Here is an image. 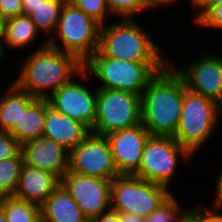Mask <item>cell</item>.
Wrapping results in <instances>:
<instances>
[{"label": "cell", "instance_id": "cell-33", "mask_svg": "<svg viewBox=\"0 0 222 222\" xmlns=\"http://www.w3.org/2000/svg\"><path fill=\"white\" fill-rule=\"evenodd\" d=\"M90 222H121L119 212L109 210L100 216L93 218Z\"/></svg>", "mask_w": 222, "mask_h": 222}, {"label": "cell", "instance_id": "cell-17", "mask_svg": "<svg viewBox=\"0 0 222 222\" xmlns=\"http://www.w3.org/2000/svg\"><path fill=\"white\" fill-rule=\"evenodd\" d=\"M90 133L81 122L56 111L47 99V110L43 136L62 144L69 151L77 146Z\"/></svg>", "mask_w": 222, "mask_h": 222}, {"label": "cell", "instance_id": "cell-20", "mask_svg": "<svg viewBox=\"0 0 222 222\" xmlns=\"http://www.w3.org/2000/svg\"><path fill=\"white\" fill-rule=\"evenodd\" d=\"M47 99H36L9 133L20 143L43 136Z\"/></svg>", "mask_w": 222, "mask_h": 222}, {"label": "cell", "instance_id": "cell-38", "mask_svg": "<svg viewBox=\"0 0 222 222\" xmlns=\"http://www.w3.org/2000/svg\"><path fill=\"white\" fill-rule=\"evenodd\" d=\"M5 24L6 20L0 17V43L3 42L5 37Z\"/></svg>", "mask_w": 222, "mask_h": 222}, {"label": "cell", "instance_id": "cell-19", "mask_svg": "<svg viewBox=\"0 0 222 222\" xmlns=\"http://www.w3.org/2000/svg\"><path fill=\"white\" fill-rule=\"evenodd\" d=\"M36 99L14 82L10 84L0 98V131L9 132Z\"/></svg>", "mask_w": 222, "mask_h": 222}, {"label": "cell", "instance_id": "cell-21", "mask_svg": "<svg viewBox=\"0 0 222 222\" xmlns=\"http://www.w3.org/2000/svg\"><path fill=\"white\" fill-rule=\"evenodd\" d=\"M35 23L28 15H19L7 19L5 24V37L2 44H6L8 48H26L39 35Z\"/></svg>", "mask_w": 222, "mask_h": 222}, {"label": "cell", "instance_id": "cell-35", "mask_svg": "<svg viewBox=\"0 0 222 222\" xmlns=\"http://www.w3.org/2000/svg\"><path fill=\"white\" fill-rule=\"evenodd\" d=\"M121 222H145V218L138 214L119 212Z\"/></svg>", "mask_w": 222, "mask_h": 222}, {"label": "cell", "instance_id": "cell-39", "mask_svg": "<svg viewBox=\"0 0 222 222\" xmlns=\"http://www.w3.org/2000/svg\"><path fill=\"white\" fill-rule=\"evenodd\" d=\"M0 222H6L4 209L0 206Z\"/></svg>", "mask_w": 222, "mask_h": 222}, {"label": "cell", "instance_id": "cell-26", "mask_svg": "<svg viewBox=\"0 0 222 222\" xmlns=\"http://www.w3.org/2000/svg\"><path fill=\"white\" fill-rule=\"evenodd\" d=\"M109 13L123 19H134L140 13L147 11L141 0H104Z\"/></svg>", "mask_w": 222, "mask_h": 222}, {"label": "cell", "instance_id": "cell-28", "mask_svg": "<svg viewBox=\"0 0 222 222\" xmlns=\"http://www.w3.org/2000/svg\"><path fill=\"white\" fill-rule=\"evenodd\" d=\"M220 209H222V207L214 204L212 210H209L208 207L202 209L200 206L193 209L189 208L186 222H222V215L217 212V210ZM213 210L216 211V213Z\"/></svg>", "mask_w": 222, "mask_h": 222}, {"label": "cell", "instance_id": "cell-27", "mask_svg": "<svg viewBox=\"0 0 222 222\" xmlns=\"http://www.w3.org/2000/svg\"><path fill=\"white\" fill-rule=\"evenodd\" d=\"M75 7L81 9L87 16L93 18L101 26L105 25V17L109 11L104 0H70Z\"/></svg>", "mask_w": 222, "mask_h": 222}, {"label": "cell", "instance_id": "cell-25", "mask_svg": "<svg viewBox=\"0 0 222 222\" xmlns=\"http://www.w3.org/2000/svg\"><path fill=\"white\" fill-rule=\"evenodd\" d=\"M172 194L157 209L145 218V222H186L187 209H182ZM176 220V221H175Z\"/></svg>", "mask_w": 222, "mask_h": 222}, {"label": "cell", "instance_id": "cell-30", "mask_svg": "<svg viewBox=\"0 0 222 222\" xmlns=\"http://www.w3.org/2000/svg\"><path fill=\"white\" fill-rule=\"evenodd\" d=\"M197 24L204 28L222 29V2L210 8Z\"/></svg>", "mask_w": 222, "mask_h": 222}, {"label": "cell", "instance_id": "cell-34", "mask_svg": "<svg viewBox=\"0 0 222 222\" xmlns=\"http://www.w3.org/2000/svg\"><path fill=\"white\" fill-rule=\"evenodd\" d=\"M177 1H180V0H141L144 8L149 11L150 9H154V8H157V7H164L167 5L170 4V5H173V3L175 4Z\"/></svg>", "mask_w": 222, "mask_h": 222}, {"label": "cell", "instance_id": "cell-22", "mask_svg": "<svg viewBox=\"0 0 222 222\" xmlns=\"http://www.w3.org/2000/svg\"><path fill=\"white\" fill-rule=\"evenodd\" d=\"M0 206L6 222H42L41 206L33 202L9 196L0 198Z\"/></svg>", "mask_w": 222, "mask_h": 222}, {"label": "cell", "instance_id": "cell-7", "mask_svg": "<svg viewBox=\"0 0 222 222\" xmlns=\"http://www.w3.org/2000/svg\"><path fill=\"white\" fill-rule=\"evenodd\" d=\"M140 123V95L122 90L97 88L96 117L90 132L107 135Z\"/></svg>", "mask_w": 222, "mask_h": 222}, {"label": "cell", "instance_id": "cell-11", "mask_svg": "<svg viewBox=\"0 0 222 222\" xmlns=\"http://www.w3.org/2000/svg\"><path fill=\"white\" fill-rule=\"evenodd\" d=\"M111 182L67 171L61 185L73 198L89 222L111 210Z\"/></svg>", "mask_w": 222, "mask_h": 222}, {"label": "cell", "instance_id": "cell-41", "mask_svg": "<svg viewBox=\"0 0 222 222\" xmlns=\"http://www.w3.org/2000/svg\"><path fill=\"white\" fill-rule=\"evenodd\" d=\"M220 114L222 116V103L220 104Z\"/></svg>", "mask_w": 222, "mask_h": 222}, {"label": "cell", "instance_id": "cell-2", "mask_svg": "<svg viewBox=\"0 0 222 222\" xmlns=\"http://www.w3.org/2000/svg\"><path fill=\"white\" fill-rule=\"evenodd\" d=\"M170 62L141 94V123L150 136L175 137L184 99V81Z\"/></svg>", "mask_w": 222, "mask_h": 222}, {"label": "cell", "instance_id": "cell-13", "mask_svg": "<svg viewBox=\"0 0 222 222\" xmlns=\"http://www.w3.org/2000/svg\"><path fill=\"white\" fill-rule=\"evenodd\" d=\"M47 99L56 111L81 122L91 131L96 117L97 89L92 92L84 83L72 79Z\"/></svg>", "mask_w": 222, "mask_h": 222}, {"label": "cell", "instance_id": "cell-23", "mask_svg": "<svg viewBox=\"0 0 222 222\" xmlns=\"http://www.w3.org/2000/svg\"><path fill=\"white\" fill-rule=\"evenodd\" d=\"M64 4L63 0H44L31 8V13L28 16L40 32L53 34Z\"/></svg>", "mask_w": 222, "mask_h": 222}, {"label": "cell", "instance_id": "cell-16", "mask_svg": "<svg viewBox=\"0 0 222 222\" xmlns=\"http://www.w3.org/2000/svg\"><path fill=\"white\" fill-rule=\"evenodd\" d=\"M60 184L55 174L23 164L13 196L41 206Z\"/></svg>", "mask_w": 222, "mask_h": 222}, {"label": "cell", "instance_id": "cell-12", "mask_svg": "<svg viewBox=\"0 0 222 222\" xmlns=\"http://www.w3.org/2000/svg\"><path fill=\"white\" fill-rule=\"evenodd\" d=\"M182 77L187 89L222 103V57L214 54L203 55L200 60L183 67H174Z\"/></svg>", "mask_w": 222, "mask_h": 222}, {"label": "cell", "instance_id": "cell-3", "mask_svg": "<svg viewBox=\"0 0 222 222\" xmlns=\"http://www.w3.org/2000/svg\"><path fill=\"white\" fill-rule=\"evenodd\" d=\"M120 19L100 28L98 50L104 56L131 62H168L163 57L166 53L135 18Z\"/></svg>", "mask_w": 222, "mask_h": 222}, {"label": "cell", "instance_id": "cell-24", "mask_svg": "<svg viewBox=\"0 0 222 222\" xmlns=\"http://www.w3.org/2000/svg\"><path fill=\"white\" fill-rule=\"evenodd\" d=\"M23 164L21 151L15 157L0 161V198L14 195Z\"/></svg>", "mask_w": 222, "mask_h": 222}, {"label": "cell", "instance_id": "cell-6", "mask_svg": "<svg viewBox=\"0 0 222 222\" xmlns=\"http://www.w3.org/2000/svg\"><path fill=\"white\" fill-rule=\"evenodd\" d=\"M220 117V105L187 89L184 83L181 116L174 139L193 154L211 136Z\"/></svg>", "mask_w": 222, "mask_h": 222}, {"label": "cell", "instance_id": "cell-9", "mask_svg": "<svg viewBox=\"0 0 222 222\" xmlns=\"http://www.w3.org/2000/svg\"><path fill=\"white\" fill-rule=\"evenodd\" d=\"M179 156L185 161L193 157L173 137L149 136L142 153L136 177L169 188Z\"/></svg>", "mask_w": 222, "mask_h": 222}, {"label": "cell", "instance_id": "cell-10", "mask_svg": "<svg viewBox=\"0 0 222 222\" xmlns=\"http://www.w3.org/2000/svg\"><path fill=\"white\" fill-rule=\"evenodd\" d=\"M70 172L113 180L118 176L113 154L105 135L90 132L69 151Z\"/></svg>", "mask_w": 222, "mask_h": 222}, {"label": "cell", "instance_id": "cell-36", "mask_svg": "<svg viewBox=\"0 0 222 222\" xmlns=\"http://www.w3.org/2000/svg\"><path fill=\"white\" fill-rule=\"evenodd\" d=\"M44 0H22L23 15H29L31 8L37 6Z\"/></svg>", "mask_w": 222, "mask_h": 222}, {"label": "cell", "instance_id": "cell-14", "mask_svg": "<svg viewBox=\"0 0 222 222\" xmlns=\"http://www.w3.org/2000/svg\"><path fill=\"white\" fill-rule=\"evenodd\" d=\"M117 168L118 176H135L142 160L146 140L150 136L142 123L105 135Z\"/></svg>", "mask_w": 222, "mask_h": 222}, {"label": "cell", "instance_id": "cell-5", "mask_svg": "<svg viewBox=\"0 0 222 222\" xmlns=\"http://www.w3.org/2000/svg\"><path fill=\"white\" fill-rule=\"evenodd\" d=\"M100 28L101 25L81 9L65 2L56 30L50 34L47 44L76 56L84 64L99 48ZM57 37L63 49L56 42Z\"/></svg>", "mask_w": 222, "mask_h": 222}, {"label": "cell", "instance_id": "cell-15", "mask_svg": "<svg viewBox=\"0 0 222 222\" xmlns=\"http://www.w3.org/2000/svg\"><path fill=\"white\" fill-rule=\"evenodd\" d=\"M21 154L24 164L49 171L60 179L69 170V150L44 136L22 143Z\"/></svg>", "mask_w": 222, "mask_h": 222}, {"label": "cell", "instance_id": "cell-32", "mask_svg": "<svg viewBox=\"0 0 222 222\" xmlns=\"http://www.w3.org/2000/svg\"><path fill=\"white\" fill-rule=\"evenodd\" d=\"M195 10L198 12L194 19L197 22L210 8L222 2V0H188Z\"/></svg>", "mask_w": 222, "mask_h": 222}, {"label": "cell", "instance_id": "cell-18", "mask_svg": "<svg viewBox=\"0 0 222 222\" xmlns=\"http://www.w3.org/2000/svg\"><path fill=\"white\" fill-rule=\"evenodd\" d=\"M42 222H89L60 184L41 205Z\"/></svg>", "mask_w": 222, "mask_h": 222}, {"label": "cell", "instance_id": "cell-4", "mask_svg": "<svg viewBox=\"0 0 222 222\" xmlns=\"http://www.w3.org/2000/svg\"><path fill=\"white\" fill-rule=\"evenodd\" d=\"M168 62H131L104 56L97 50L84 64L83 69L99 80L97 88L122 90L142 94L150 80Z\"/></svg>", "mask_w": 222, "mask_h": 222}, {"label": "cell", "instance_id": "cell-40", "mask_svg": "<svg viewBox=\"0 0 222 222\" xmlns=\"http://www.w3.org/2000/svg\"><path fill=\"white\" fill-rule=\"evenodd\" d=\"M4 51L5 50H4L3 44L0 43V61L3 59L2 57H3Z\"/></svg>", "mask_w": 222, "mask_h": 222}, {"label": "cell", "instance_id": "cell-8", "mask_svg": "<svg viewBox=\"0 0 222 222\" xmlns=\"http://www.w3.org/2000/svg\"><path fill=\"white\" fill-rule=\"evenodd\" d=\"M171 195L163 185L136 176H116L111 182V210L146 218Z\"/></svg>", "mask_w": 222, "mask_h": 222}, {"label": "cell", "instance_id": "cell-37", "mask_svg": "<svg viewBox=\"0 0 222 222\" xmlns=\"http://www.w3.org/2000/svg\"><path fill=\"white\" fill-rule=\"evenodd\" d=\"M216 184H217L216 185L217 186L216 187L217 195H216V198H215L216 200H214V205L222 207V171L219 174V178H218V181H217Z\"/></svg>", "mask_w": 222, "mask_h": 222}, {"label": "cell", "instance_id": "cell-29", "mask_svg": "<svg viewBox=\"0 0 222 222\" xmlns=\"http://www.w3.org/2000/svg\"><path fill=\"white\" fill-rule=\"evenodd\" d=\"M21 151V144L7 131H0V161L15 157Z\"/></svg>", "mask_w": 222, "mask_h": 222}, {"label": "cell", "instance_id": "cell-31", "mask_svg": "<svg viewBox=\"0 0 222 222\" xmlns=\"http://www.w3.org/2000/svg\"><path fill=\"white\" fill-rule=\"evenodd\" d=\"M23 15L22 0H0V17L4 20Z\"/></svg>", "mask_w": 222, "mask_h": 222}, {"label": "cell", "instance_id": "cell-1", "mask_svg": "<svg viewBox=\"0 0 222 222\" xmlns=\"http://www.w3.org/2000/svg\"><path fill=\"white\" fill-rule=\"evenodd\" d=\"M27 57L14 83L38 99H47L75 75L89 77L76 56L48 45L47 41Z\"/></svg>", "mask_w": 222, "mask_h": 222}]
</instances>
